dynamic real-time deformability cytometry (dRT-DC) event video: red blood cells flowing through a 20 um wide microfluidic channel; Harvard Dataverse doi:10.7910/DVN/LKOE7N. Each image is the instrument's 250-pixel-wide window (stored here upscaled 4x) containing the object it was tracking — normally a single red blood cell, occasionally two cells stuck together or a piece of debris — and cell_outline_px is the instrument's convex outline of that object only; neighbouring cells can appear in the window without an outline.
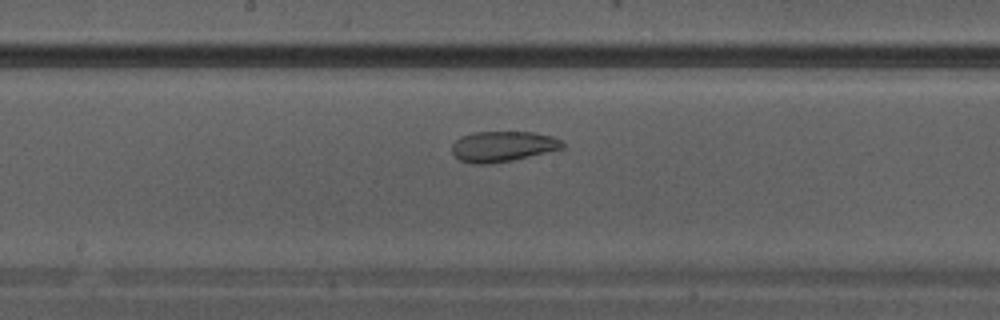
{"species": "Egyptian fruit bat (a non-hibernating species)", "species_latin": "Rousettus aegyptiacus", "temperature_condition": "warm", "stored_images_in_passage": 14, "camera_frame_rate_fps": 3000, "um_per_image_px": 0.085, "animal": {"sex": "male"}, "frame": {"image": 1, "passage_image": 8, "time_ms": 2.333, "image_size_px": [1000, 320], "cell_outline_px": [[564, 148], [512, 160], [492, 164], [472, 164], [460, 160], [452, 152], [452, 144], [460, 136], [472, 132], [532, 132], [552, 136], [560, 140], [564, 144]], "centroid_in_image_um": [42.7, 12.44], "position_along_channel_um": 205.5, "area_um2": 19.65}}
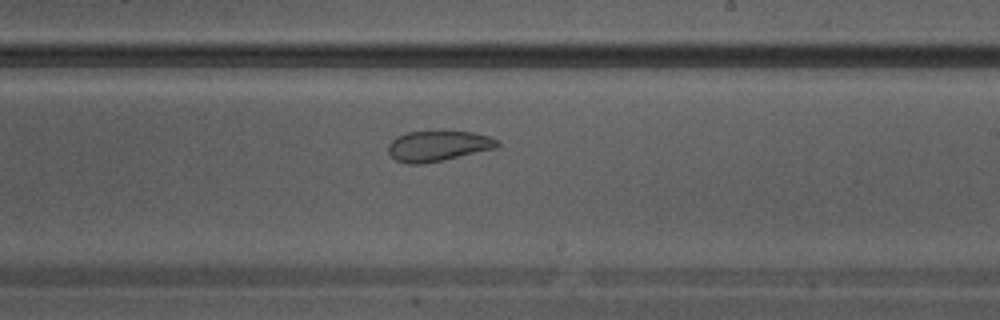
{"frame": {"image": 2, "passage_image": 10, "time_ms": 3.0, "image_size_px": [1000, 320], "cell_outline_px": [[500, 144], [496, 148], [444, 160], [424, 164], [404, 164], [396, 160], [388, 152], [388, 144], [396, 136], [408, 132], [440, 128], [472, 132], [488, 136], [500, 140]], "centroid_in_image_um": [37.23, 12.36], "position_along_channel_um": 251.8, "area_um2": 20.29}}